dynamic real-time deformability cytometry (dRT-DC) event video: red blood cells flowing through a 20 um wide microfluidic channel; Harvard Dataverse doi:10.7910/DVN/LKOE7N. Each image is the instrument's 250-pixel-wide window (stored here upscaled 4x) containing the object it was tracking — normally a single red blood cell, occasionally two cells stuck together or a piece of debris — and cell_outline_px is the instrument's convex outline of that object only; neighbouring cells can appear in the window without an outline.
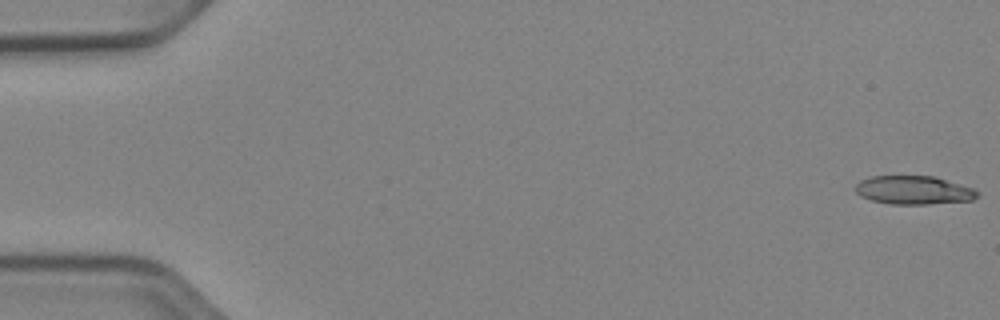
{"species": "Egyptian fruit bat (a non-hibernating species)", "species_latin": "Rousettus aegyptiacus", "temperature_condition": "cold", "stored_images_in_passage": 52, "camera_frame_rate_fps": 3000, "um_per_image_px": 0.085, "animal": {"sex": "female"}, "frame": {"image": 1, "passage_image": 1, "time_ms": 0.0, "image_size_px": [1000, 320], "cell_outline_px": [[980, 196], [972, 200], [928, 204], [892, 204], [872, 200], [860, 196], [852, 188], [860, 180], [872, 176], [932, 176], [972, 188], [980, 192]], "centroid_in_image_um": [77.63, 16.16], "position_along_channel_um": 7.4, "area_um2": 20.23}}
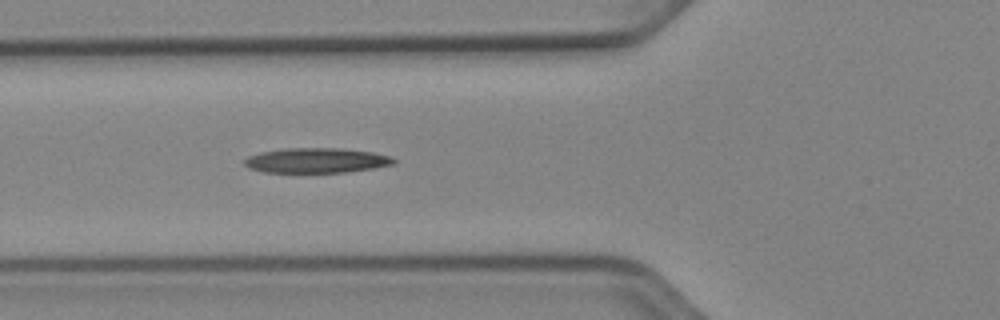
{"frame": {"image": 2, "passage_image": 20, "time_ms": 6.333, "image_size_px": [1000, 320], "cell_outline_px": [[396, 164], [372, 168], [344, 172], [264, 172], [248, 168], [244, 164], [244, 160], [248, 156], [260, 152], [284, 148], [340, 148], [372, 152], [392, 156], [396, 160]], "centroid_in_image_um": [26.89, 13.63], "position_along_channel_um": 98.9, "area_um2": 21.73}}
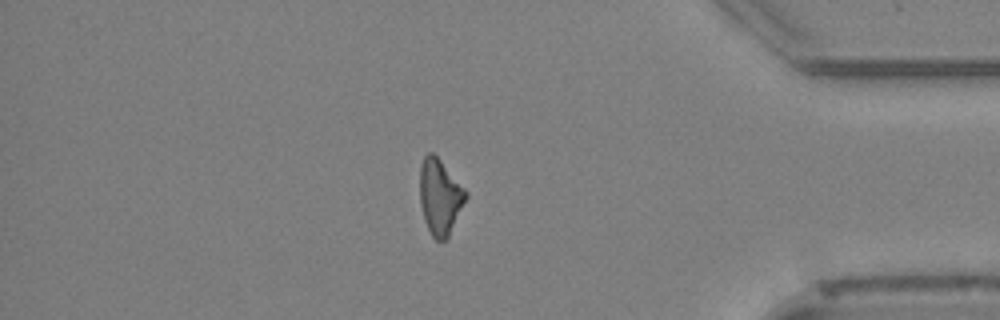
{"frame": {"image": 3, "passage_image": 45, "time_ms": 14.667, "image_size_px": [1000, 320], "cell_outline_px": [[468, 196], [448, 240], [436, 240], [432, 236], [428, 228], [420, 204], [420, 164], [424, 156], [428, 152], [432, 152], [440, 160], [468, 192]], "centroid_in_image_um": [37.41, 16.74], "position_along_channel_um": 397.8, "area_um2": 20.29}}